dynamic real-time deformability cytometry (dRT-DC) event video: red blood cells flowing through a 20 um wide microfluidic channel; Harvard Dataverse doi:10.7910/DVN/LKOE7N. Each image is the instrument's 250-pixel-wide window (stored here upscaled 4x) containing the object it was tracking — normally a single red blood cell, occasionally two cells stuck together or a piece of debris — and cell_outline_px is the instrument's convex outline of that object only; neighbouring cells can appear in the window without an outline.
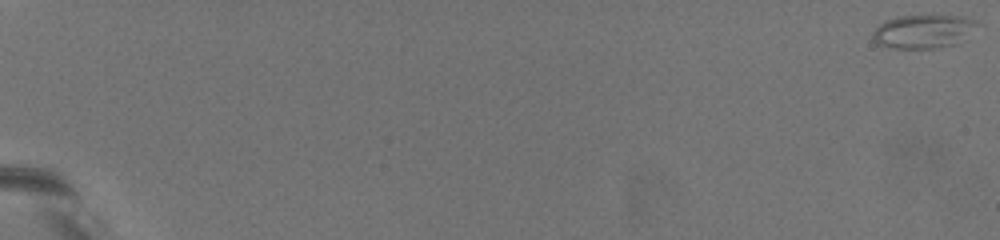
{"species": "common noctule bat (a hibernating species)", "species_latin": "Nyctalus noctula", "temperature_condition": "warm", "stored_images_in_passage": 62, "camera_frame_rate_fps": 3000, "um_per_image_px": 0.085, "animal": {"sex": "female", "body_mass_g": 19.5, "forearm_length_mm": 54.1}, "frame": {"image": 1, "passage_image": 1, "time_ms": 0.0, "image_size_px": [1000, 240], "cell_outline_px": [[976, 24], [956, 44], [936, 48], [892, 48], [876, 44], [872, 40], [872, 32], [880, 24], [888, 20], [900, 16], [964, 16], [972, 20]], "centroid_in_image_um": [78.37, 2.69], "position_along_channel_um": 6.6, "area_um2": 19.83}}
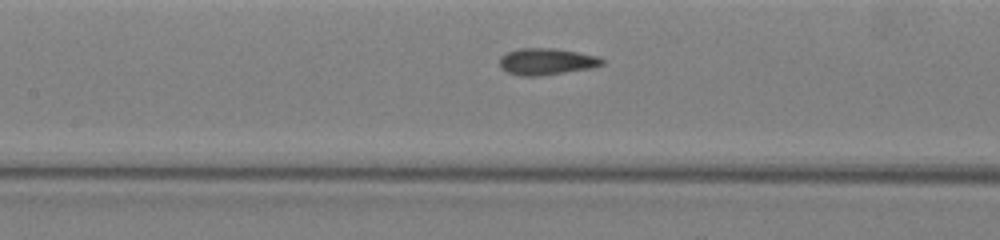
{"frame": {"image": 2, "passage_image": 37, "time_ms": 12.0, "image_size_px": [1000, 240], "cell_outline_px": [[604, 64], [592, 68], [540, 76], [520, 76], [508, 72], [500, 68], [500, 56], [508, 52], [520, 48], [552, 48], [576, 52], [596, 56], [604, 60]], "centroid_in_image_um": [46.43, 5.24], "position_along_channel_um": 161.0, "area_um2": 15.84}}
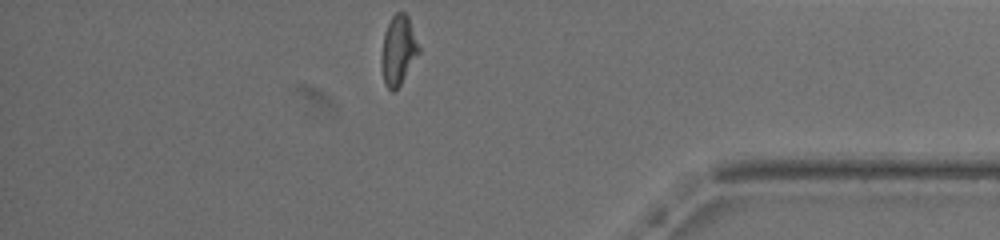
{"frame": {"image": 3, "passage_image": 62, "time_ms": 20.333, "image_size_px": [1000, 240], "cell_outline_px": [[420, 52], [400, 84], [392, 92], [384, 84], [380, 64], [380, 56], [384, 32], [392, 16], [396, 12], [404, 12], [408, 16], [420, 48]], "centroid_in_image_um": [33.83, 4.27], "position_along_channel_um": 401.4, "area_um2": 15.2}, "authors_computed_cell_mechanics": {"area_um2": 15.9817, "velocity_mm_per_s": 3.1626, "shape_relaxation_time_tau1_ms": 8.2224, "shape_relaxation_time_tau2_ms": 1.5448, "deformation_change_tau1": 0.2024, "deformation_change_tau2": 0.082}}